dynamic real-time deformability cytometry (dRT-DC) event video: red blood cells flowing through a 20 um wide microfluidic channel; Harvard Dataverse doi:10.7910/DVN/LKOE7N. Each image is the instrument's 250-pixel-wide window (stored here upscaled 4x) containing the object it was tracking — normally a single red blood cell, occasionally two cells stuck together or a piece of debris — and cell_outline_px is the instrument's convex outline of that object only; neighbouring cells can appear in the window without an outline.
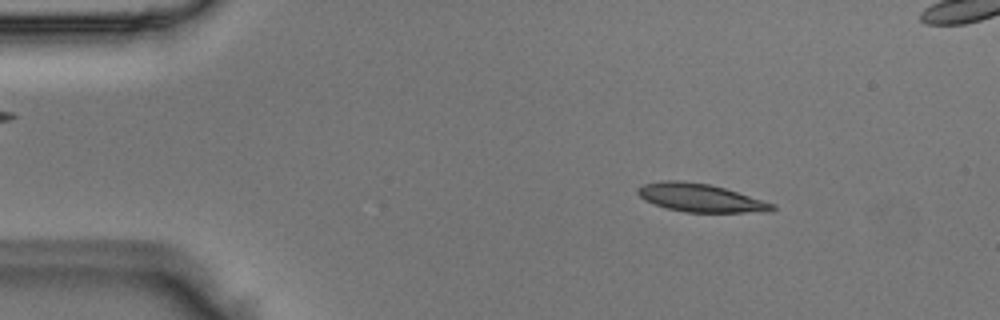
{"species": "Egyptian fruit bat (a non-hibernating species)", "species_latin": "Rousettus aegyptiacus", "temperature_condition": "room temperature", "stored_images_in_passage": 50, "camera_frame_rate_fps": 3000, "um_per_image_px": 0.085, "animal": {"sex": "male"}, "frame": {"image": 1, "passage_image": 7, "time_ms": 2.0, "image_size_px": [1000, 320], "cell_outline_px": [[776, 208], [772, 212], [684, 212], [668, 208], [644, 200], [636, 192], [636, 188], [644, 184], [660, 180], [680, 180], [708, 184], [724, 188], [776, 204]], "centroid_in_image_um": [59.54, 16.81], "position_along_channel_um": 25.5, "area_um2": 22.08}}
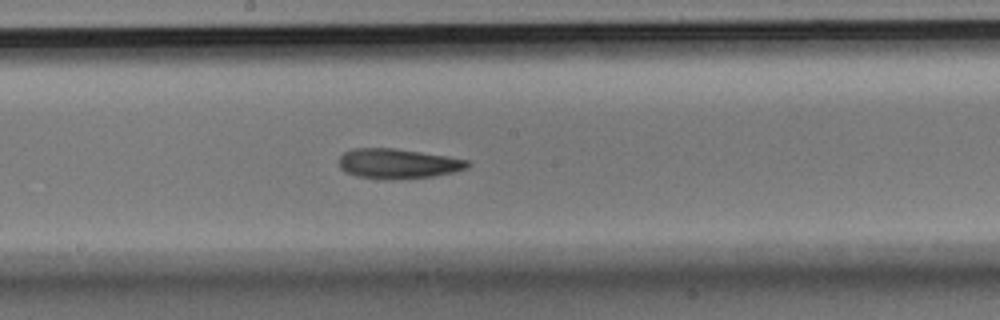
{"frame": {"image": 2, "passage_image": 26, "time_ms": 8.333, "image_size_px": [1000, 320], "cell_outline_px": [[472, 164], [468, 168], [456, 172], [436, 176], [392, 180], [384, 180], [356, 176], [344, 172], [340, 168], [340, 156], [344, 152], [352, 148], [392, 148], [448, 156], [468, 160]], "centroid_in_image_um": [33.85, 13.92], "position_along_channel_um": 214.4, "area_um2": 22.77}}
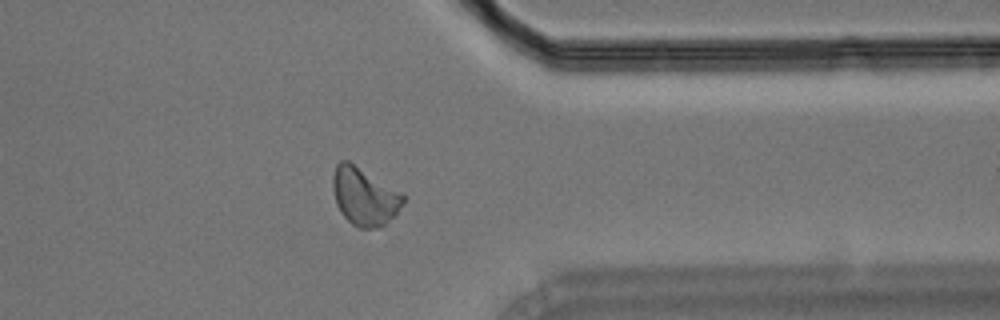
{"frame": {"image": 3, "passage_image": 39, "time_ms": 12.667, "image_size_px": [1000, 320], "cell_outline_px": [[408, 196], [396, 212], [380, 228], [360, 228], [352, 224], [340, 212], [336, 204], [332, 188], [332, 176], [336, 164], [340, 160], [348, 160], [404, 192]], "centroid_in_image_um": [30.98, 16.66], "position_along_channel_um": 380.4, "area_um2": 24.04}}